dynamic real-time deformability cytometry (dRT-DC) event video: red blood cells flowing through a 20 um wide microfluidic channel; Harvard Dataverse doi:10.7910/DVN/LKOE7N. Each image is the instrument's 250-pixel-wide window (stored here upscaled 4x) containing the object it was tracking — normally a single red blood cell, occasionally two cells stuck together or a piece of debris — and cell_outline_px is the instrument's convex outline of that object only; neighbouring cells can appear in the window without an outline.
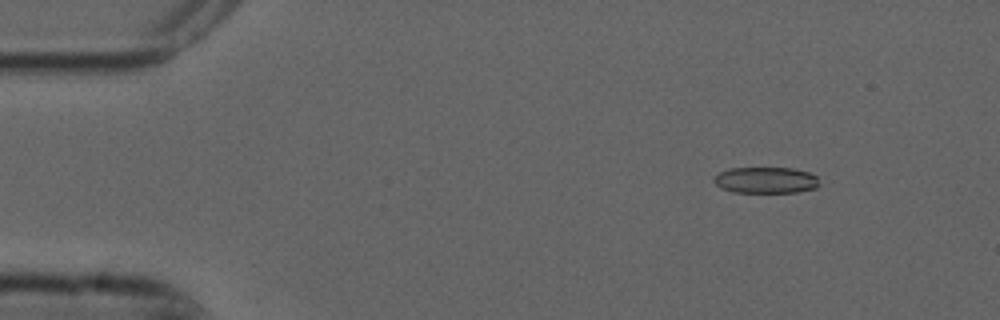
{"species": "common noctule bat (a hibernating species)", "species_latin": "Nyctalus noctula", "temperature_condition": "cold", "stored_images_in_passage": 5, "camera_frame_rate_fps": 3000, "um_per_image_px": 0.085, "animal": {"sex": "male", "forearm_length_mm": 52.5}, "frame": {"image": 1, "passage_image": 1, "time_ms": 0.0, "image_size_px": [1000, 320], "cell_outline_px": [[820, 184], [816, 188], [796, 192], [732, 192], [720, 188], [712, 180], [720, 172], [728, 168], [792, 168], [808, 172], [816, 176]], "centroid_in_image_um": [65.08, 15.31], "position_along_channel_um": 19.9, "area_um2": 16.13}}
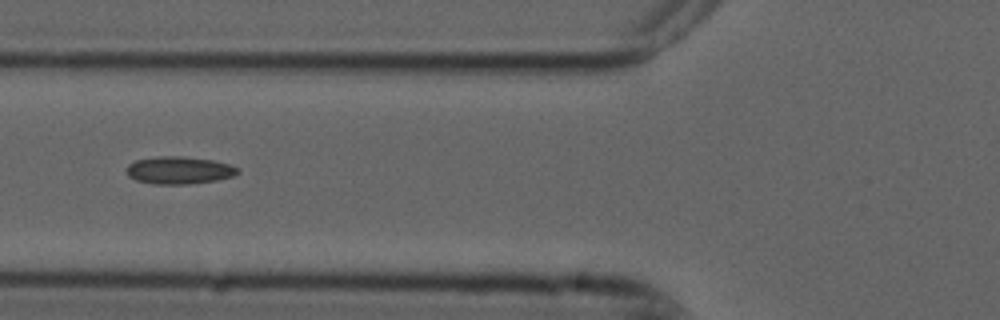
{"frame": {"image": 2, "passage_image": 5, "time_ms": 1.333, "image_size_px": [1000, 320], "cell_outline_px": [[240, 172], [232, 176], [216, 180], [188, 184], [156, 184], [136, 180], [128, 176], [128, 164], [136, 160], [160, 156], [180, 156], [212, 160], [228, 164], [240, 168]], "centroid_in_image_um": [15.24, 14.47], "position_along_channel_um": 110.6, "area_um2": 17.63}}